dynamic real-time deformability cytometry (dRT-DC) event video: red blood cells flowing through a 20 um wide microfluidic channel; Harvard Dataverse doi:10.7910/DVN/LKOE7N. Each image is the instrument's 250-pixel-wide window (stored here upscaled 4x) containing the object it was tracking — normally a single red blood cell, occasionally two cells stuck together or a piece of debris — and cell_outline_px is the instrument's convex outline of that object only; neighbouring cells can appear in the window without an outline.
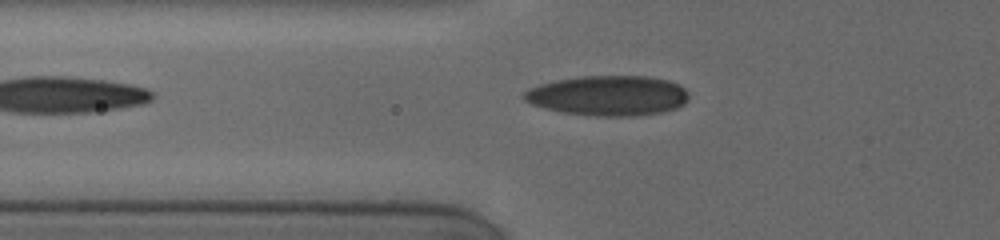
{"species": "human", "species_latin": "Homo sapiens", "temperature_condition": "cold", "stored_images_in_passage": 5, "camera_frame_rate_fps": 3000, "um_per_image_px": 0.085, "donor": {"sex": "female"}, "frame": {"image": 1, "passage_image": 5, "time_ms": 1.667, "image_size_px": [1000, 240], "cell_outline_px": [[688, 96], [684, 104], [676, 108], [660, 112], [632, 116], [596, 116], [560, 112], [544, 108], [532, 104], [524, 100], [520, 96], [528, 88], [540, 84], [556, 80], [580, 76], [648, 76], [668, 80], [684, 88], [688, 92]], "centroid_in_image_um": [51.65, 8.12], "position_along_channel_um": 74.2, "area_um2": 38.55}}